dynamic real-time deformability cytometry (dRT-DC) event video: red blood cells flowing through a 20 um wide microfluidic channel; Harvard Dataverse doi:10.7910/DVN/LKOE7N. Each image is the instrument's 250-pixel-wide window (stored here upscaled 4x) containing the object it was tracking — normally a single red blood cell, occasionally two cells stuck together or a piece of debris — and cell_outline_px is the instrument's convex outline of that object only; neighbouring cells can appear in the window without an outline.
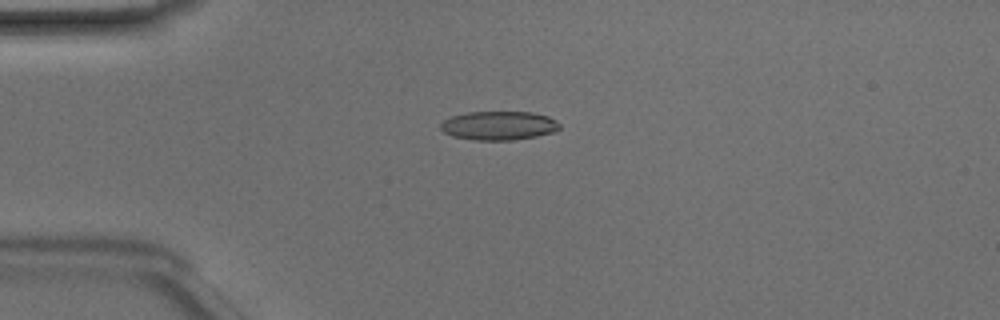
{"species": "Egyptian fruit bat (a non-hibernating species)", "species_latin": "Rousettus aegyptiacus", "temperature_condition": "room temperature", "stored_images_in_passage": 48, "camera_frame_rate_fps": 3000, "um_per_image_px": 0.085, "animal": {"sex": "male"}, "frame": {"image": 1, "passage_image": 12, "time_ms": 3.667, "image_size_px": [1000, 320], "cell_outline_px": [[560, 128], [552, 132], [536, 136], [512, 140], [476, 140], [452, 136], [444, 132], [440, 128], [440, 124], [444, 120], [452, 116], [468, 112], [532, 112], [548, 116], [556, 120], [560, 124]], "centroid_in_image_um": [42.4, 10.67], "position_along_channel_um": 42.6, "area_um2": 19.94}}
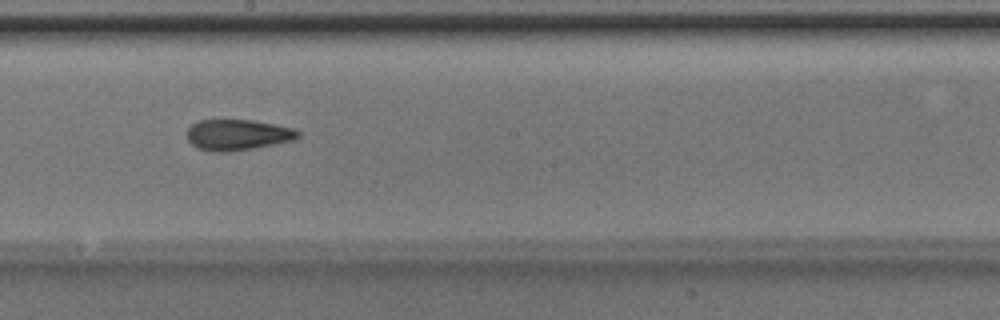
{"frame": {"image": 2, "passage_image": 27, "time_ms": 8.667, "image_size_px": [1000, 320], "cell_outline_px": [[300, 136], [292, 140], [256, 148], [228, 152], [212, 152], [196, 148], [188, 140], [188, 128], [192, 124], [200, 120], [252, 120], [276, 124], [296, 128], [300, 132]], "centroid_in_image_um": [20.22, 11.46], "position_along_channel_um": 228.0, "area_um2": 20.11}}
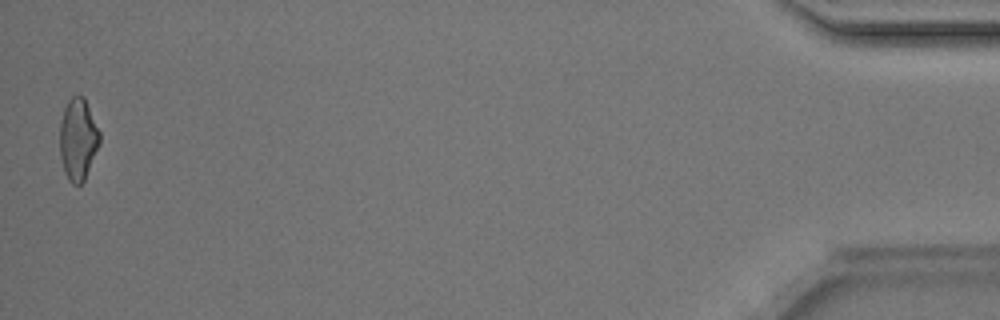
{"frame": {"image": 3, "passage_image": 48, "time_ms": 15.667, "image_size_px": [1000, 320], "cell_outline_px": [[100, 144], [84, 180], [80, 184], [72, 184], [68, 180], [64, 172], [60, 156], [60, 124], [64, 108], [68, 100], [72, 96], [84, 96], [100, 132]], "centroid_in_image_um": [6.63, 11.84], "position_along_channel_um": 428.6, "area_um2": 19.02}, "authors_computed_cell_mechanics": {"area_um2": 19.4497, "velocity_mm_per_s": 4.1854, "shape_relaxation_time_tau1_ms": 4.2219, "shape_relaxation_time_tau2_ms": 2.7483, "deformation_change_tau1": 0.159, "deformation_change_tau2": 0.1199}}